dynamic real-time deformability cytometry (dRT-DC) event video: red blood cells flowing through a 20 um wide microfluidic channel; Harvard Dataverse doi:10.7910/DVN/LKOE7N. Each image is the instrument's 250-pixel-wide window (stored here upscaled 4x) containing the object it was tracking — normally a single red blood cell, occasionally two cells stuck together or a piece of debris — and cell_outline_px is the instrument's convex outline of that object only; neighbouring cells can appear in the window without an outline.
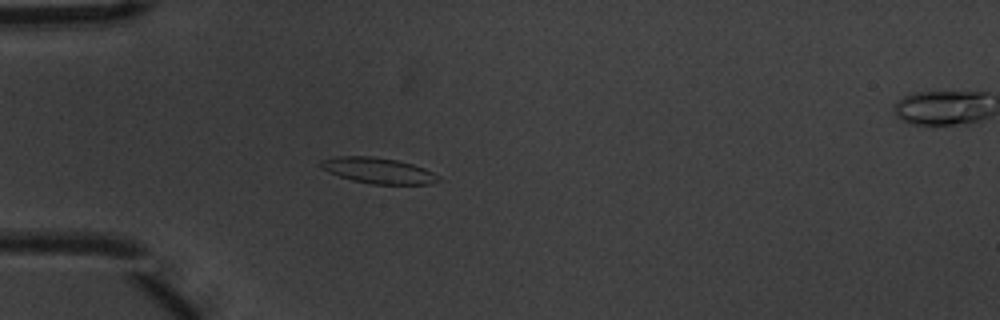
{"species": "common noctule bat (a hibernating species)", "species_latin": "Nyctalus noctula", "temperature_condition": "warm", "stored_images_in_passage": 5, "camera_frame_rate_fps": 3000, "um_per_image_px": 0.085, "animal": {"sex": "male", "body_mass_g": 20.1, "forearm_length_mm": 53.5}, "frame": {"image": 1, "passage_image": 4, "time_ms": 1.0, "image_size_px": [1000, 320], "cell_outline_px": [[440, 180], [432, 184], [372, 184], [352, 180], [328, 172], [320, 168], [320, 160], [336, 156], [372, 156], [396, 160], [412, 164], [424, 168], [440, 176]], "centroid_in_image_um": [32.13, 14.49], "position_along_channel_um": 52.9, "area_um2": 17.69}}